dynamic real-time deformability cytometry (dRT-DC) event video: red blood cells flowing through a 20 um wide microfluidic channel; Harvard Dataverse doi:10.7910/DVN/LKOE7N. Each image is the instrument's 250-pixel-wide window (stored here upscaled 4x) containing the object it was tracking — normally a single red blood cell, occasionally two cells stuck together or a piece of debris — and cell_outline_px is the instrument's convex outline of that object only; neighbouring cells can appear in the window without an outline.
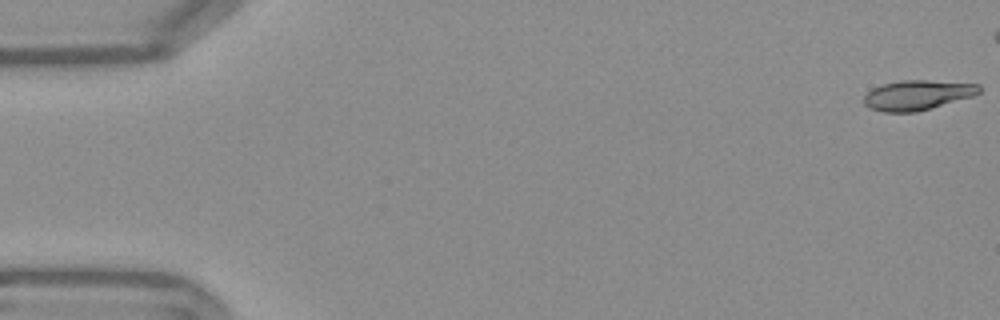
{"species": "Egyptian fruit bat (a non-hibernating species)", "species_latin": "Rousettus aegyptiacus", "temperature_condition": "warm", "stored_images_in_passage": 48, "camera_frame_rate_fps": 3000, "um_per_image_px": 0.085, "frame": {"image": 1, "passage_image": 1, "time_ms": 0.0, "image_size_px": [1000, 320], "cell_outline_px": [[980, 92], [972, 96], [916, 112], [884, 112], [868, 108], [864, 104], [864, 96], [872, 88], [884, 84], [900, 80], [928, 80], [980, 84]], "centroid_in_image_um": [77.95, 8.08], "position_along_channel_um": 7.1, "area_um2": 19.94}}
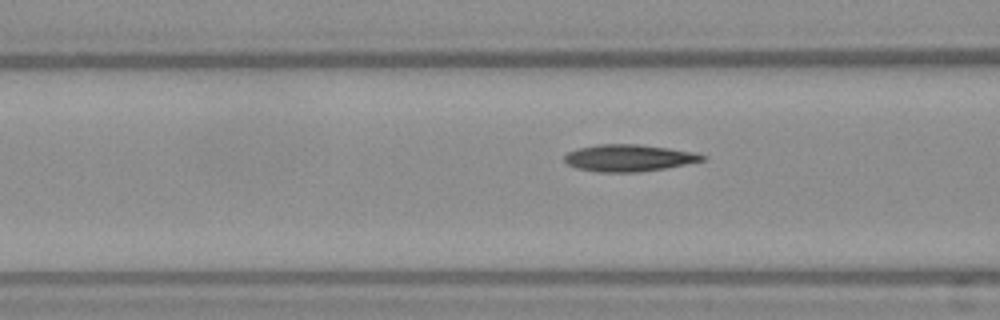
{"frame": {"image": 2, "passage_image": 21, "time_ms": 6.667, "image_size_px": [1000, 320], "cell_outline_px": [[708, 156], [704, 160], [664, 168], [640, 172], [596, 172], [576, 168], [568, 164], [564, 160], [564, 156], [568, 152], [580, 148], [596, 144], [636, 144], [668, 148], [696, 152]], "centroid_in_image_um": [53.44, 13.42], "position_along_channel_um": 113.2, "area_um2": 21.56}}
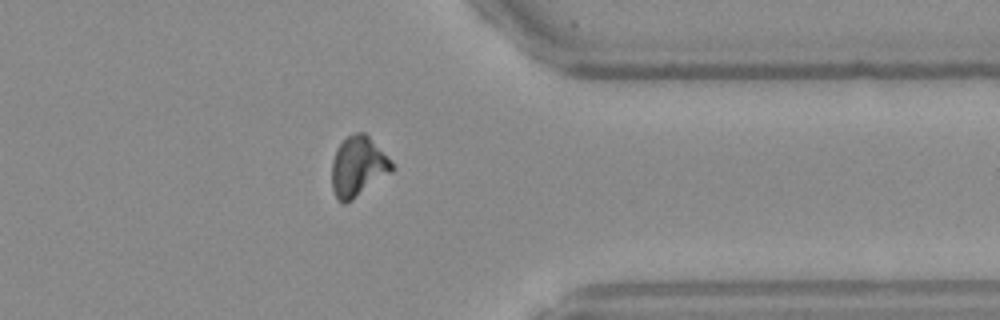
{"frame": {"image": 3, "passage_image": 43, "time_ms": 14.0, "image_size_px": [1000, 320], "cell_outline_px": [[396, 168], [392, 172], [352, 200], [344, 204], [336, 196], [332, 188], [332, 160], [336, 148], [348, 136], [356, 132], [364, 132], [392, 160]], "centroid_in_image_um": [30.46, 14.15], "position_along_channel_um": 380.9, "area_um2": 21.04}, "authors_computed_cell_mechanics": {"area_um2": 20.808, "velocity_mm_per_s": 3.7831, "shape_relaxation_time_tau1_ms": 10.7309, "shape_relaxation_time_tau2_ms": 4.2104, "deformation_change_tau1": 0.2625, "deformation_change_tau2": 0.1047}}